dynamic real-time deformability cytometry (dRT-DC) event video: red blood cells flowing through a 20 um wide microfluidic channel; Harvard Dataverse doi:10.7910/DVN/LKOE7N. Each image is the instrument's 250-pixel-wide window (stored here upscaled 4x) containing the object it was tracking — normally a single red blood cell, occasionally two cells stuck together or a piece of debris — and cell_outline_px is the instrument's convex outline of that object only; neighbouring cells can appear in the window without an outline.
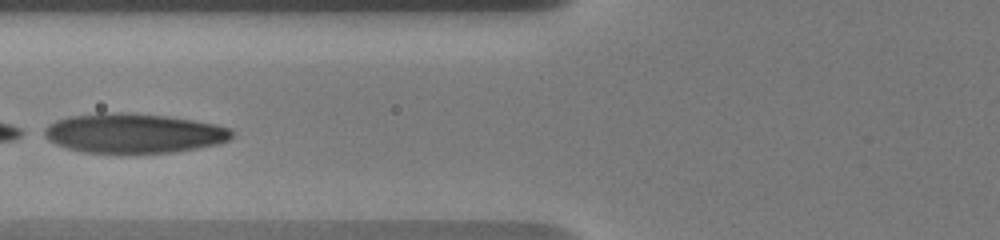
{"species": "human", "species_latin": "Homo sapiens", "temperature_condition": "warm", "stored_images_in_passage": 15, "camera_frame_rate_fps": 3000, "um_per_image_px": 0.085, "donor": {"sex": "male"}, "frame": {"image": 1, "passage_image": 3, "time_ms": 1.667, "image_size_px": [1000, 240], "cell_outline_px": [[232, 136], [228, 140], [220, 144], [172, 152], [84, 152], [68, 148], [56, 144], [48, 140], [36, 132], [48, 124], [56, 120], [68, 116], [104, 112], [120, 112], [164, 116], [192, 120], [216, 124], [232, 128]], "centroid_in_image_um": [11.29, 11.31], "position_along_channel_um": 114.5, "area_um2": 43.35}}
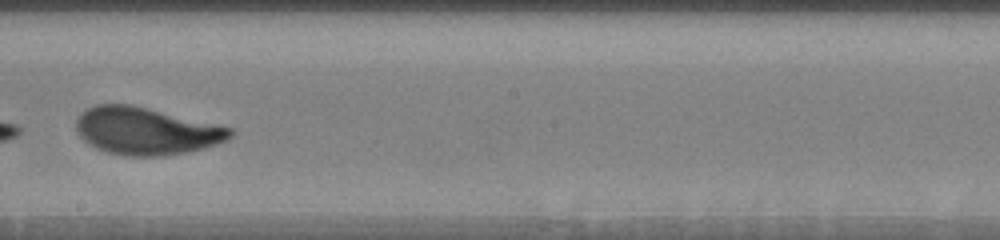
{"frame": {"image": 2, "passage_image": 7, "time_ms": 5.0, "image_size_px": [1000, 240], "cell_outline_px": [[236, 132], [228, 140], [204, 148], [188, 152], [164, 156], [128, 156], [108, 152], [96, 148], [84, 140], [76, 132], [76, 120], [84, 108], [96, 104], [132, 104], [216, 124], [232, 128]], "centroid_in_image_um": [12.41, 11.13], "position_along_channel_um": 235.8, "area_um2": 42.71}}
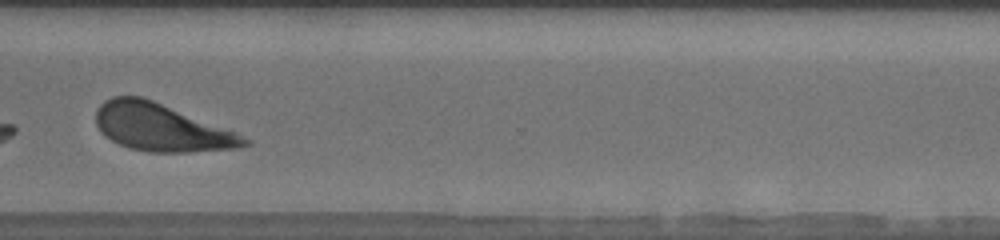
{"frame": {"image": 3, "passage_image": 12, "time_ms": 8.333, "image_size_px": [1000, 240], "cell_outline_px": [[252, 144], [236, 148], [188, 152], [148, 152], [128, 148], [112, 140], [96, 124], [96, 108], [104, 100], [112, 96], [140, 96], [152, 100], [236, 132], [252, 140]], "centroid_in_image_um": [13.72, 10.84], "position_along_channel_um": 356.9, "area_um2": 40.69}, "authors_computed_cell_mechanics": {"area_um2": 42.483, "velocity_mm_per_s": 3.626, "shape_relaxation_time_tau1_ms": 1.2635, "shape_relaxation_time_tau2_ms": 1.4054, "deformation_change_tau1": 0.3141, "deformation_change_tau2": 0.0787}}